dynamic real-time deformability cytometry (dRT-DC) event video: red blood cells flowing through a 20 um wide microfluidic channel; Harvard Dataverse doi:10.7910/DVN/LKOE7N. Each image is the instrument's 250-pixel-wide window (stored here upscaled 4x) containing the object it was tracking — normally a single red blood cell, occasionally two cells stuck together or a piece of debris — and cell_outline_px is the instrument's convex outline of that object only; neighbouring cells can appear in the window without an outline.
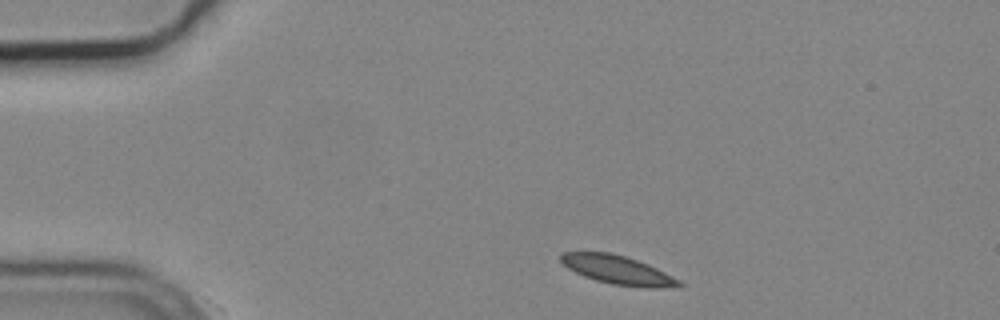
{"species": "common noctule bat (a hibernating species)", "species_latin": "Nyctalus noctula", "temperature_condition": "cold", "stored_images_in_passage": 7, "camera_frame_rate_fps": 3000, "um_per_image_px": 0.085, "animal": {"sex": "male", "body_mass_g": 19.2, "forearm_length_mm": 51.8}, "frame": {"image": 1, "passage_image": 1, "time_ms": 0.0, "image_size_px": [1000, 320], "cell_outline_px": [[684, 284], [680, 288], [648, 288], [612, 284], [596, 280], [584, 276], [568, 268], [560, 260], [560, 252], [608, 252], [624, 256], [648, 264], [680, 280]], "centroid_in_image_um": [52.55, 22.96], "position_along_channel_um": 32.4, "area_um2": 19.77}}
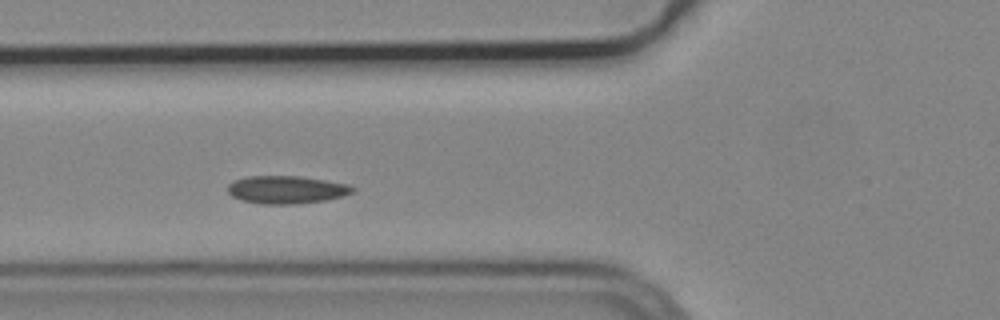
{"frame": {"image": 2, "passage_image": 4, "time_ms": 1.0, "image_size_px": [1000, 320], "cell_outline_px": [[356, 188], [352, 192], [344, 196], [324, 200], [296, 204], [260, 204], [240, 200], [232, 196], [228, 192], [228, 184], [236, 180], [248, 176], [300, 176], [348, 184]], "centroid_in_image_um": [24.34, 16.13], "position_along_channel_um": 101.5, "area_um2": 20.23}}
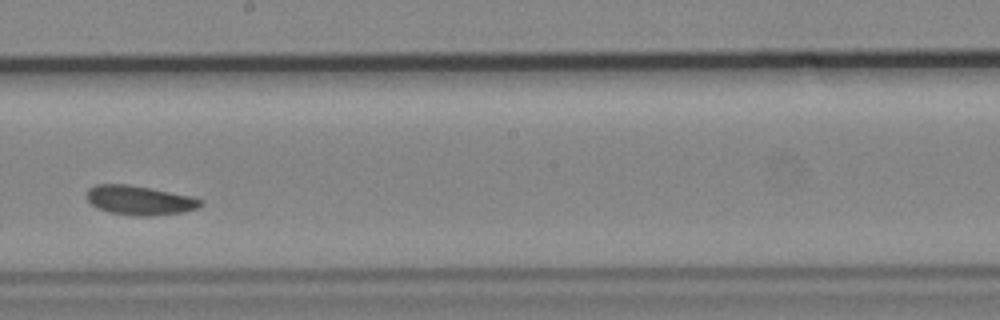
{"frame": {"image": 3, "passage_image": 7, "time_ms": 2.0, "image_size_px": [1000, 320], "cell_outline_px": [[204, 204], [196, 208], [184, 212], [152, 216], [136, 216], [108, 212], [96, 208], [88, 200], [88, 188], [96, 184], [128, 184], [192, 196], [204, 200]], "centroid_in_image_um": [11.89, 17.03], "position_along_channel_um": 236.3, "area_um2": 19.54}}